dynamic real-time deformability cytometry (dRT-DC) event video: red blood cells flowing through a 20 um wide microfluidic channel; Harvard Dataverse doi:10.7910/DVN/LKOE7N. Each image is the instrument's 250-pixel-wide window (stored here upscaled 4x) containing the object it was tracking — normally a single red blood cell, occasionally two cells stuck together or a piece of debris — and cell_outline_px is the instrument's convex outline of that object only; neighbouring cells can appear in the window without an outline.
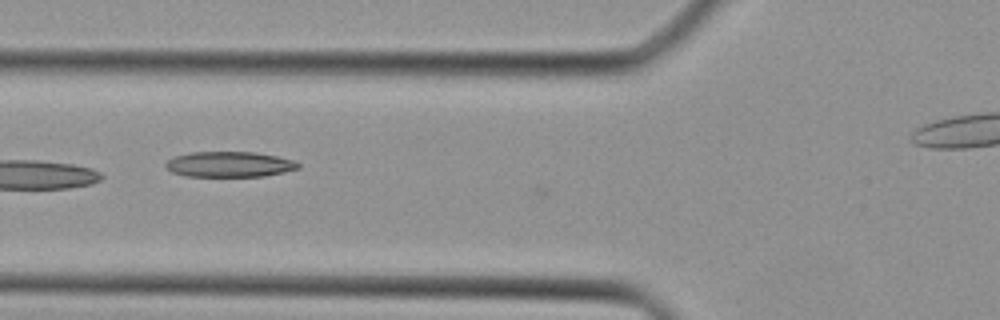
{"species": "Egyptian fruit bat (a non-hibernating species)", "species_latin": "Rousettus aegyptiacus", "temperature_condition": "cold", "stored_images_in_passage": 23, "camera_frame_rate_fps": 3000, "um_per_image_px": 0.085, "animal": {"sex": "female"}, "frame": {"image": 1, "passage_image": 2, "time_ms": 0.333, "image_size_px": [1000, 320], "cell_outline_px": [[300, 168], [284, 172], [264, 176], [184, 176], [172, 172], [164, 164], [172, 156], [192, 152], [256, 152], [276, 156], [292, 160], [300, 164]], "centroid_in_image_um": [19.48, 13.96], "position_along_channel_um": 106.3, "area_um2": 19.65}}